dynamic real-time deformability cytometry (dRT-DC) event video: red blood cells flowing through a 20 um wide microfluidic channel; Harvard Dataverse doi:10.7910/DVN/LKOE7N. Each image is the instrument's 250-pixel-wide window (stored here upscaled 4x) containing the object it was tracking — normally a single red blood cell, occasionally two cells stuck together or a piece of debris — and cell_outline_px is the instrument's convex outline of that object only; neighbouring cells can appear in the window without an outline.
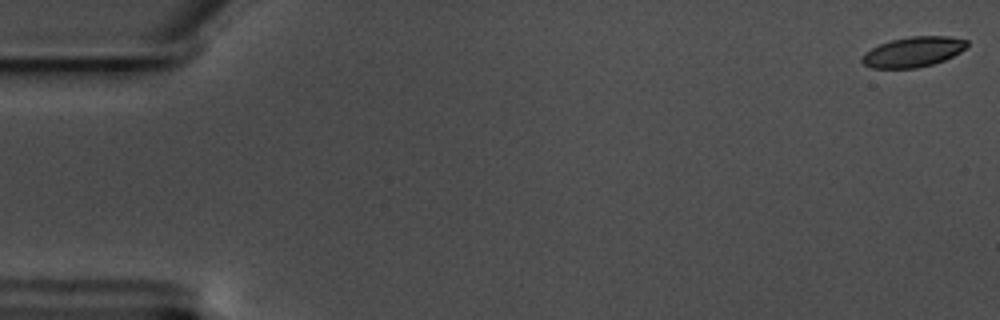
{"species": "common noctule bat (a hibernating species)", "species_latin": "Nyctalus noctula", "temperature_condition": "warm", "stored_images_in_passage": 58, "camera_frame_rate_fps": 3000, "um_per_image_px": 0.085, "animal": {"sex": "male", "body_mass_g": 17.5, "forearm_length_mm": 52.3}, "frame": {"image": 1, "passage_image": 1, "time_ms": 0.0, "image_size_px": [1000, 320], "cell_outline_px": [[968, 44], [960, 52], [944, 60], [932, 64], [916, 68], [872, 68], [864, 64], [860, 60], [860, 56], [864, 52], [880, 44], [892, 40], [912, 36], [948, 36], [968, 40]], "centroid_in_image_um": [77.59, 4.41], "position_along_channel_um": 7.4, "area_um2": 18.38}}
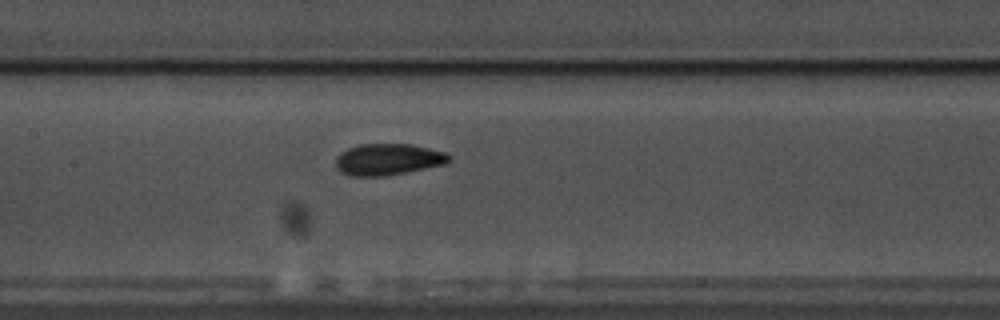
{"frame": {"image": 2, "passage_image": 28, "time_ms": 9.0, "image_size_px": [1000, 320], "cell_outline_px": [[448, 160], [444, 164], [388, 176], [348, 176], [340, 172], [336, 168], [336, 156], [340, 152], [348, 148], [360, 144], [408, 144], [428, 148], [444, 152], [448, 156]], "centroid_in_image_um": [32.89, 13.56], "position_along_channel_um": 174.5, "area_um2": 20.69}}
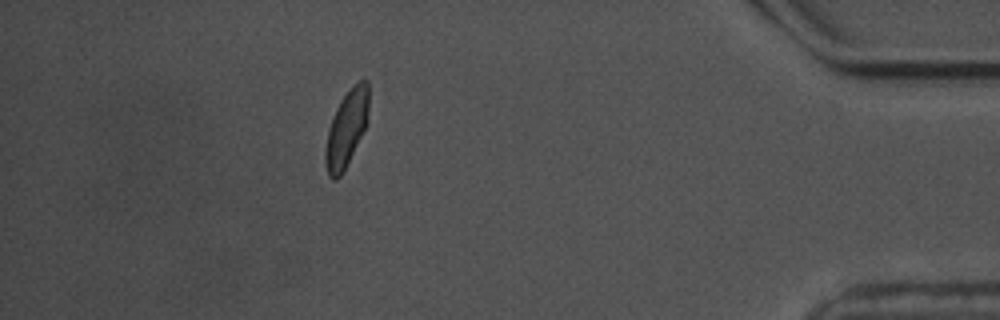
{"frame": {"image": 3, "passage_image": 52, "time_ms": 17.0, "image_size_px": [1000, 320], "cell_outline_px": [[368, 124], [340, 176], [336, 180], [332, 180], [328, 176], [324, 160], [324, 148], [328, 128], [336, 108], [340, 100], [352, 84], [360, 80], [368, 80]], "centroid_in_image_um": [29.44, 10.91], "position_along_channel_um": 405.8, "area_um2": 19.54}, "authors_computed_cell_mechanics": {"area_um2": 19.4208, "velocity_mm_per_s": 3.5221, "shape_relaxation_time_tau1_ms": 3.1677, "shape_relaxation_time_tau2_ms": 1.7069, "deformation_change_tau1": 0.1006, "deformation_change_tau2": 0.0573}}